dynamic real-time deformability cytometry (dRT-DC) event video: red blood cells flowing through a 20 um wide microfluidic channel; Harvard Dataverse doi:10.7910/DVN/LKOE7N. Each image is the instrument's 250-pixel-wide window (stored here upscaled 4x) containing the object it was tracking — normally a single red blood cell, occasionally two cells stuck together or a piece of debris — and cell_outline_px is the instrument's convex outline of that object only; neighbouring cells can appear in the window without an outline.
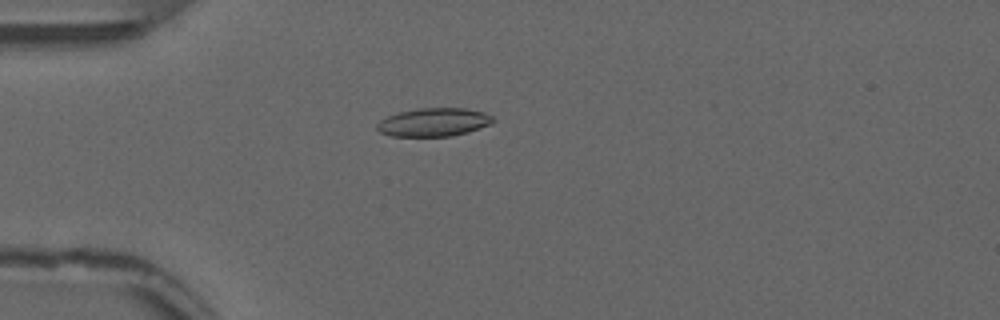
{"species": "common noctule bat (a hibernating species)", "species_latin": "Nyctalus noctula", "temperature_condition": "warm", "stored_images_in_passage": 44, "camera_frame_rate_fps": 3000, "um_per_image_px": 0.085, "animal": {"sex": "male", "forearm_length_mm": 52.5}, "frame": {"image": 1, "passage_image": 5, "time_ms": 1.333, "image_size_px": [1000, 320], "cell_outline_px": [[496, 120], [492, 124], [468, 132], [452, 136], [392, 136], [380, 132], [376, 128], [376, 124], [380, 120], [388, 116], [400, 112], [420, 108], [464, 108], [484, 112], [492, 116]], "centroid_in_image_um": [36.9, 10.39], "position_along_channel_um": 48.1, "area_um2": 19.19}}
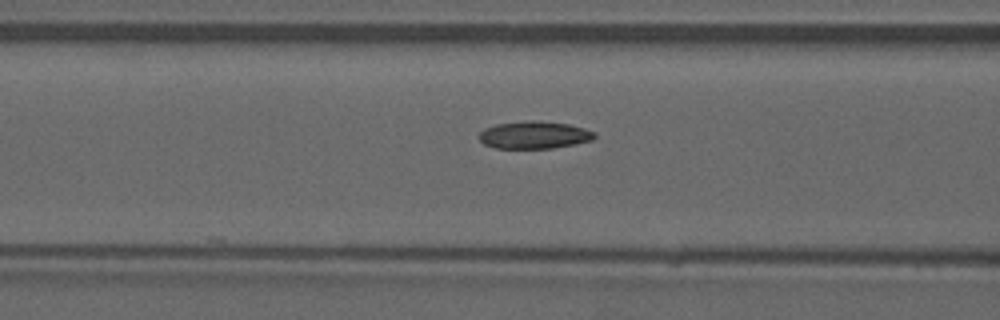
{"frame": {"image": 2, "passage_image": 12, "time_ms": 3.667, "image_size_px": [1000, 320], "cell_outline_px": [[596, 136], [592, 140], [552, 148], [496, 148], [484, 144], [476, 136], [484, 128], [496, 124], [528, 120], [536, 120], [568, 124], [584, 128], [596, 132]], "centroid_in_image_um": [45.38, 11.46], "position_along_channel_um": 121.2, "area_um2": 18.5}}
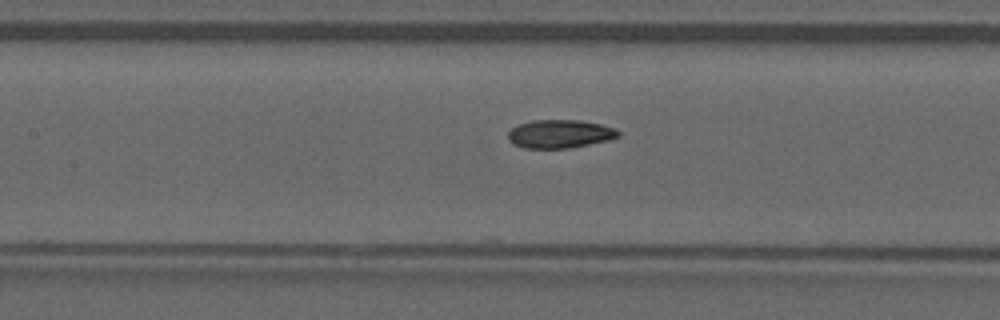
{"frame": {"image": 3, "passage_image": 15, "time_ms": 4.667, "image_size_px": [1000, 320], "cell_outline_px": [[620, 136], [608, 140], [568, 148], [524, 148], [508, 140], [508, 132], [512, 128], [520, 124], [532, 120], [580, 120], [600, 124], [616, 128], [620, 132]], "centroid_in_image_um": [47.6, 11.37], "position_along_channel_um": 159.8, "area_um2": 18.09}, "authors_computed_cell_mechanics": {"area_um2": 18.1203, "velocity_mm_per_s": 3.8458, "shape_relaxation_time_tau1_ms": null, "shape_relaxation_time_tau2_ms": 1.9292, "deformation_change_tau1": null, "deformation_change_tau2": 0.0776}}